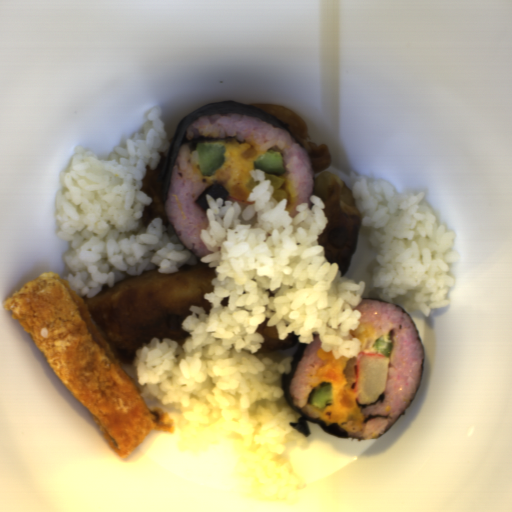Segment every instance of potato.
Returning <instances> with one entry per match:
<instances>
[{"label": "potato", "instance_id": "potato-1", "mask_svg": "<svg viewBox=\"0 0 512 512\" xmlns=\"http://www.w3.org/2000/svg\"><path fill=\"white\" fill-rule=\"evenodd\" d=\"M206 195H210L212 199L215 201L219 198H222V203L226 200V198L229 196V192L226 189L225 186H223L220 183H214L208 188H206L201 194H199L195 198V203L200 208L202 212L208 211L210 205L207 199Z\"/></svg>", "mask_w": 512, "mask_h": 512}, {"label": "potato", "instance_id": "potato-2", "mask_svg": "<svg viewBox=\"0 0 512 512\" xmlns=\"http://www.w3.org/2000/svg\"><path fill=\"white\" fill-rule=\"evenodd\" d=\"M265 180H271V184L274 188L273 196L275 199L279 202L282 200H288L289 195L287 190H283L282 187L285 183V178H280L278 176L272 175V174H264Z\"/></svg>", "mask_w": 512, "mask_h": 512}, {"label": "potato", "instance_id": "potato-3", "mask_svg": "<svg viewBox=\"0 0 512 512\" xmlns=\"http://www.w3.org/2000/svg\"><path fill=\"white\" fill-rule=\"evenodd\" d=\"M257 156L255 149L248 148L244 153H242V157L247 160H251Z\"/></svg>", "mask_w": 512, "mask_h": 512}, {"label": "potato", "instance_id": "potato-4", "mask_svg": "<svg viewBox=\"0 0 512 512\" xmlns=\"http://www.w3.org/2000/svg\"><path fill=\"white\" fill-rule=\"evenodd\" d=\"M257 185L258 182H256L252 177L246 182L249 192H251Z\"/></svg>", "mask_w": 512, "mask_h": 512}]
</instances>
